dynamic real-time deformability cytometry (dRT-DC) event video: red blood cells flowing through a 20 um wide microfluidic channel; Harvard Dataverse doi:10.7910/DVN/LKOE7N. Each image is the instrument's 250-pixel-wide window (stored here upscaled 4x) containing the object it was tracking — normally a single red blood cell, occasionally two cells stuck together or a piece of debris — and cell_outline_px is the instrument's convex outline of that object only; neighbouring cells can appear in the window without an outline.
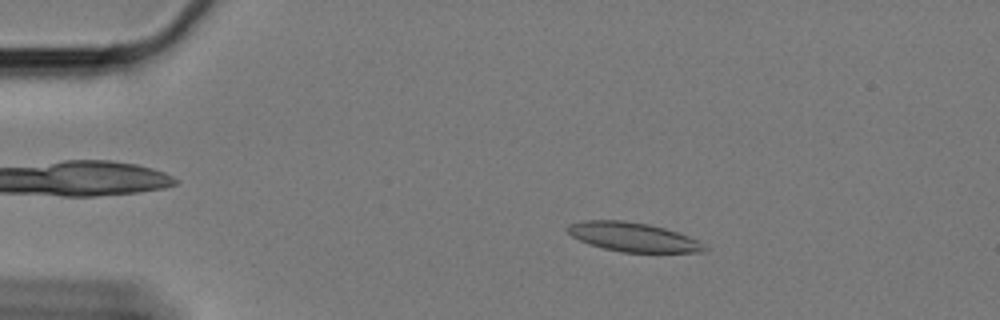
{"species": "Egyptian fruit bat (a non-hibernating species)", "species_latin": "Rousettus aegyptiacus", "temperature_condition": "cold", "stored_images_in_passage": 59, "camera_frame_rate_fps": 3000, "um_per_image_px": 0.085, "animal": {"sex": "female"}, "frame": {"image": 1, "passage_image": 10, "time_ms": 3.0, "image_size_px": [1000, 320], "cell_outline_px": [[708, 248], [704, 252], [620, 252], [588, 244], [572, 236], [564, 228], [568, 224], [584, 220], [624, 220], [648, 224], [664, 228], [688, 236], [704, 244]], "centroid_in_image_um": [53.77, 20.14], "position_along_channel_um": 31.2, "area_um2": 23.18}}
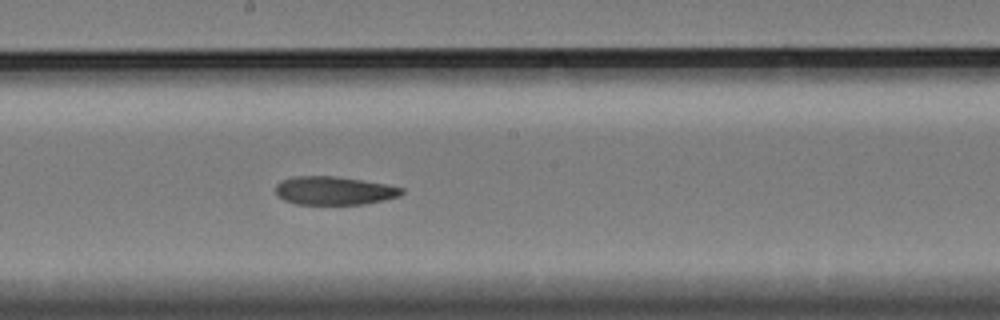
{"frame": {"image": 2, "passage_image": 32, "time_ms": 10.333, "image_size_px": [1000, 320], "cell_outline_px": [[404, 192], [400, 196], [384, 200], [364, 204], [296, 204], [284, 200], [276, 196], [276, 184], [280, 180], [296, 176], [336, 176], [384, 184], [404, 188]], "centroid_in_image_um": [28.37, 16.21], "position_along_channel_um": 219.8, "area_um2": 20.87}}
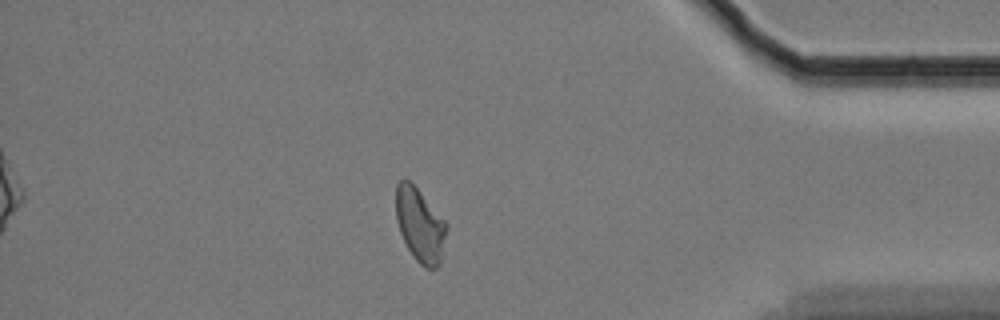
{"frame": {"image": 3, "passage_image": 51, "time_ms": 16.667, "image_size_px": [1000, 320], "cell_outline_px": [[448, 228], [440, 264], [436, 268], [424, 268], [416, 260], [408, 248], [400, 232], [396, 220], [396, 184], [400, 180], [408, 180], [420, 192], [448, 224]], "centroid_in_image_um": [35.71, 19.15], "position_along_channel_um": 399.5, "area_um2": 21.62}, "authors_computed_cell_mechanics": {"area_um2": 22.1374, "velocity_mm_per_s": 3.3202, "shape_relaxation_time_tau1_ms": null, "shape_relaxation_time_tau2_ms": 6.9451, "deformation_change_tau1": null, "deformation_change_tau2": 0.1153}}